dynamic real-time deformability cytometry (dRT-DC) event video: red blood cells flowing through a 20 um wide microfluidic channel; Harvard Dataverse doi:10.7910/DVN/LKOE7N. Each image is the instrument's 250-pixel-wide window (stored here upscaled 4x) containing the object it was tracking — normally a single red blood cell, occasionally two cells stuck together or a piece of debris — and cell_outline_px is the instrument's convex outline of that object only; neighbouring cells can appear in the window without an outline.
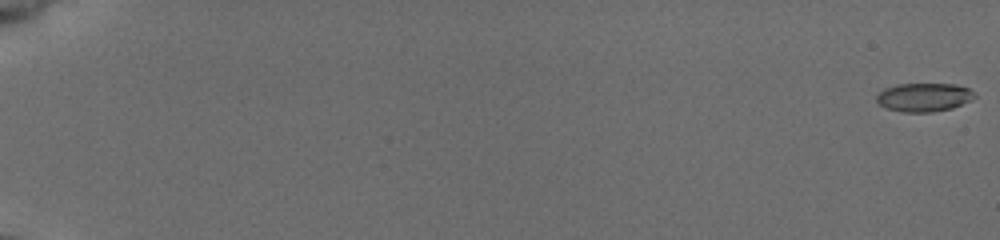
{"species": "common noctule bat (a hibernating species)", "species_latin": "Nyctalus noctula", "temperature_condition": "cold", "stored_images_in_passage": 43, "camera_frame_rate_fps": 3000, "um_per_image_px": 0.085, "animal": {"sex": "female", "body_mass_g": 19.5, "forearm_length_mm": 54.1}, "frame": {"image": 1, "passage_image": 1, "time_ms": 0.0, "image_size_px": [1000, 240], "cell_outline_px": [[976, 96], [972, 100], [952, 108], [932, 112], [900, 112], [888, 108], [880, 104], [876, 100], [876, 96], [884, 88], [896, 84], [956, 84], [968, 88]], "centroid_in_image_um": [78.53, 8.26], "position_along_channel_um": 6.5, "area_um2": 16.3}}
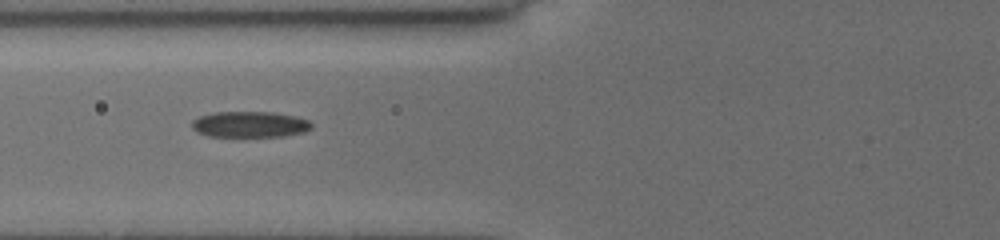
{"frame": {"image": 2, "passage_image": 25, "time_ms": 8.0, "image_size_px": [1000, 240], "cell_outline_px": [[312, 128], [304, 132], [284, 136], [208, 136], [196, 132], [192, 128], [192, 120], [196, 116], [212, 112], [272, 112], [296, 116], [308, 120], [312, 124]], "centroid_in_image_um": [21.2, 10.56], "position_along_channel_um": 104.6, "area_um2": 18.26}}
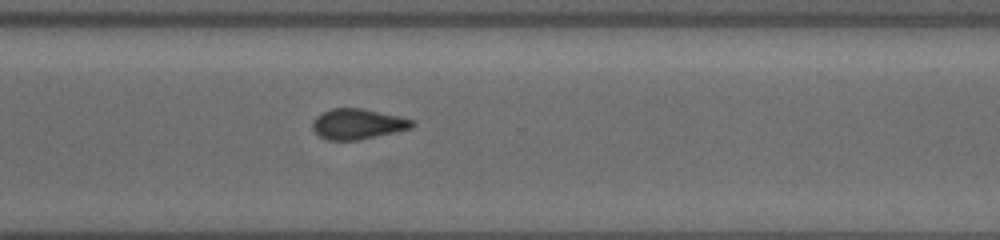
{"frame": {"image": 3, "passage_image": 43, "time_ms": 14.0, "image_size_px": [1000, 240], "cell_outline_px": [[416, 124], [412, 128], [356, 140], [328, 140], [320, 136], [312, 128], [312, 124], [316, 116], [332, 108], [360, 108], [400, 116], [416, 120]], "centroid_in_image_um": [30.43, 10.53], "position_along_channel_um": 340.2, "area_um2": 17.51}}